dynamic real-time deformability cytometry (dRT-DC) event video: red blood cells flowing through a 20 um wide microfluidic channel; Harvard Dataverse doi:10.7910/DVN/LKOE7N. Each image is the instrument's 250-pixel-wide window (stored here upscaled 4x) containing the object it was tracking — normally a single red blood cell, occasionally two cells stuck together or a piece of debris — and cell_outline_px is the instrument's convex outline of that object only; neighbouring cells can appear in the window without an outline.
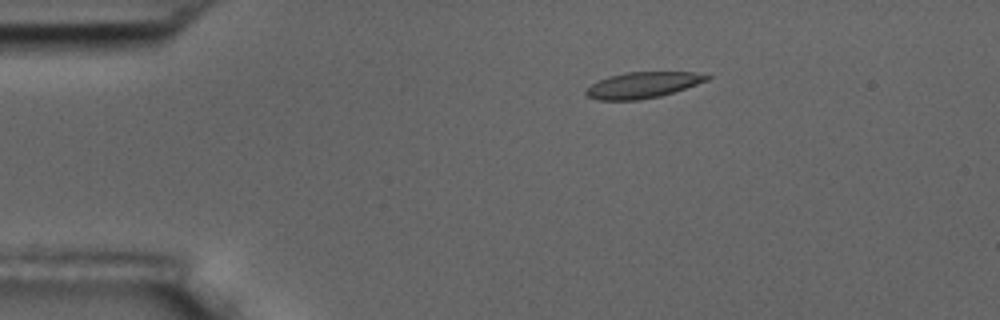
{"species": "common noctule bat (a hibernating species)", "species_latin": "Nyctalus noctula", "temperature_condition": "room temperature", "stored_images_in_passage": 6, "camera_frame_rate_fps": 3000, "um_per_image_px": 0.085, "animal": {"sex": "male", "body_mass_g": 17.5, "forearm_length_mm": 52.3}, "frame": {"image": 1, "passage_image": 6, "time_ms": 6.667, "image_size_px": [1000, 320], "cell_outline_px": [[712, 76], [708, 80], [660, 96], [636, 100], [600, 100], [588, 96], [584, 92], [592, 84], [608, 76], [628, 72], [692, 72]], "centroid_in_image_um": [54.62, 7.22], "position_along_channel_um": 30.4, "area_um2": 17.98}}